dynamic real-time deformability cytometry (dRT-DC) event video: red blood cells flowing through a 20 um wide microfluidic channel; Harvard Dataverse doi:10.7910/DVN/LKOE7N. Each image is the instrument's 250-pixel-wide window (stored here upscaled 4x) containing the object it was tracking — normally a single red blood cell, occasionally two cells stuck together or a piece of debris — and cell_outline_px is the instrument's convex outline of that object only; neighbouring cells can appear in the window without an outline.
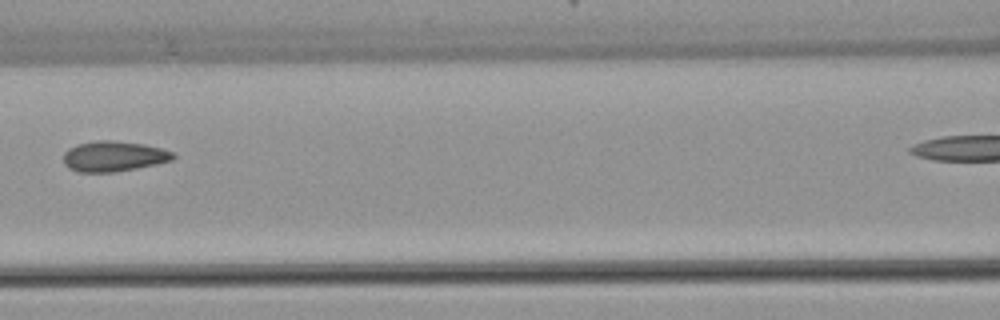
{"species": "common noctule bat (a hibernating species)", "species_latin": "Nyctalus noctula", "temperature_condition": "warm", "stored_images_in_passage": 6, "segment_of_instrument_passage": [1, 2], "camera_frame_rate_fps": 3000, "um_per_image_px": 0.085, "animal": {"sex": "female", "body_mass_g": 22.7, "forearm_length_mm": 54.2}, "frame": {"image": 1, "passage_image": 5, "time_ms": 5.667, "image_size_px": [1000, 320], "cell_outline_px": [[176, 156], [172, 160], [156, 164], [116, 172], [76, 172], [68, 168], [64, 164], [64, 152], [68, 148], [76, 144], [96, 140], [112, 140], [144, 144], [160, 148], [172, 152]], "centroid_in_image_um": [9.62, 13.28], "position_along_channel_um": 157.0, "area_um2": 19.54}}